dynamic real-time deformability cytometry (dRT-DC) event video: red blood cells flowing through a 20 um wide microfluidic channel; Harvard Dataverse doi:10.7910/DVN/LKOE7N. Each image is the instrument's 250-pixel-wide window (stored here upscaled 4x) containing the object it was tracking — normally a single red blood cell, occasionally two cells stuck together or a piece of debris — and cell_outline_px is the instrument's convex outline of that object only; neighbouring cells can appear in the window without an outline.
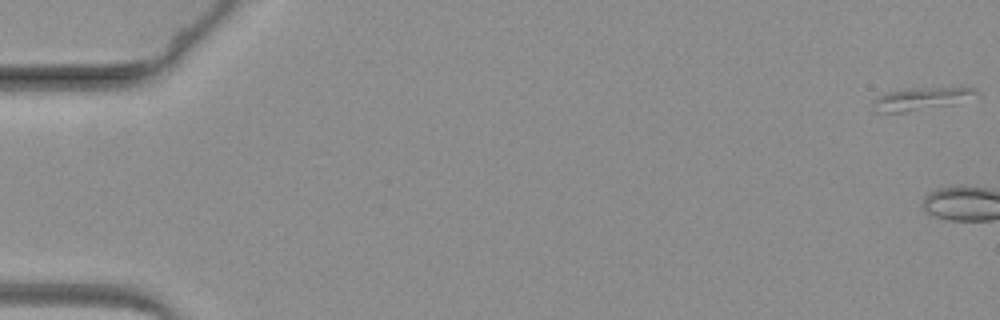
{"species": "common noctule bat (a hibernating species)", "species_latin": "Nyctalus noctula", "temperature_condition": "warm", "stored_images_in_passage": 4, "camera_frame_rate_fps": 3000, "um_per_image_px": 0.085, "animal": {"sex": "female", "body_mass_g": 19.3, "forearm_length_mm": 54.1}, "frame": {"image": 1, "passage_image": 1, "time_ms": 0.0, "image_size_px": [1000, 320], "cell_outline_px": [[980, 92], [952, 104], [904, 112], [876, 112], [872, 108], [872, 100], [876, 96], [884, 92], [908, 88], [964, 84]], "centroid_in_image_um": [78.28, 8.33], "position_along_channel_um": 6.7, "area_um2": 14.28}}